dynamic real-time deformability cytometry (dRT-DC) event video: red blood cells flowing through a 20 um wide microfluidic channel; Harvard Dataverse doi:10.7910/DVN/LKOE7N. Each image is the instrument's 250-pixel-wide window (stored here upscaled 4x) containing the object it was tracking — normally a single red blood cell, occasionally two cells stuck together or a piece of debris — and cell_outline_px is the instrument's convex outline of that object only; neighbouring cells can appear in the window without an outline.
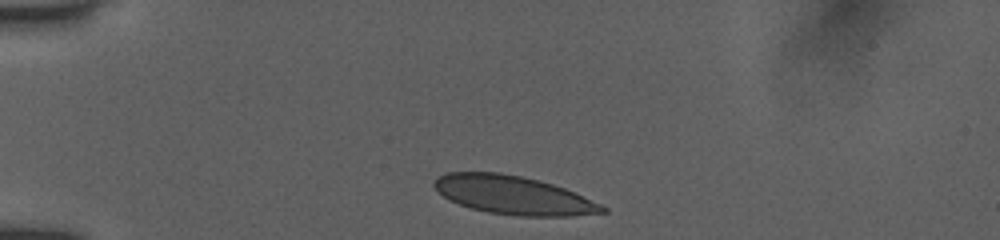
{"species": "human", "species_latin": "Homo sapiens", "temperature_condition": "room temperature", "stored_images_in_passage": 18, "camera_frame_rate_fps": 3000, "um_per_image_px": 0.085, "donor": {"sex": "female"}, "frame": {"image": 1, "passage_image": 1, "time_ms": 0.0, "image_size_px": [1000, 240], "cell_outline_px": [[608, 212], [568, 216], [520, 216], [488, 212], [472, 208], [448, 200], [432, 184], [432, 180], [436, 176], [448, 172], [500, 172], [540, 180], [564, 188], [600, 204], [608, 208]], "centroid_in_image_um": [43.6, 16.57], "position_along_channel_um": 41.4, "area_um2": 37.57}}
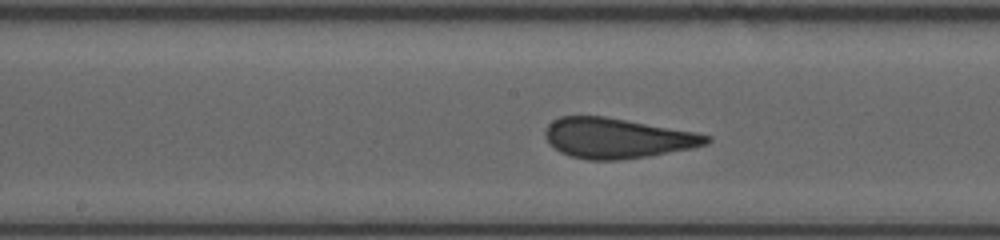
{"frame": {"image": 2, "passage_image": 11, "time_ms": 5.0, "image_size_px": [1000, 240], "cell_outline_px": [[712, 140], [708, 144], [692, 148], [648, 156], [620, 160], [588, 160], [572, 156], [560, 152], [544, 136], [544, 128], [552, 120], [560, 116], [604, 116], [696, 132], [712, 136]], "centroid_in_image_um": [52.47, 11.74], "position_along_channel_um": 195.7, "area_um2": 37.74}}
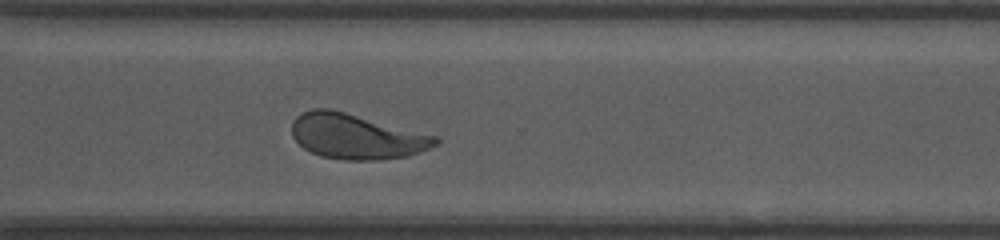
{"frame": {"image": 3, "passage_image": 18, "time_ms": 8.667, "image_size_px": [1000, 240], "cell_outline_px": [[440, 144], [432, 148], [408, 156], [372, 160], [344, 160], [320, 156], [304, 148], [292, 136], [292, 120], [300, 112], [312, 108], [328, 108], [344, 112], [436, 136], [440, 140]], "centroid_in_image_um": [30.28, 11.6], "position_along_channel_um": 340.3, "area_um2": 37.69}}